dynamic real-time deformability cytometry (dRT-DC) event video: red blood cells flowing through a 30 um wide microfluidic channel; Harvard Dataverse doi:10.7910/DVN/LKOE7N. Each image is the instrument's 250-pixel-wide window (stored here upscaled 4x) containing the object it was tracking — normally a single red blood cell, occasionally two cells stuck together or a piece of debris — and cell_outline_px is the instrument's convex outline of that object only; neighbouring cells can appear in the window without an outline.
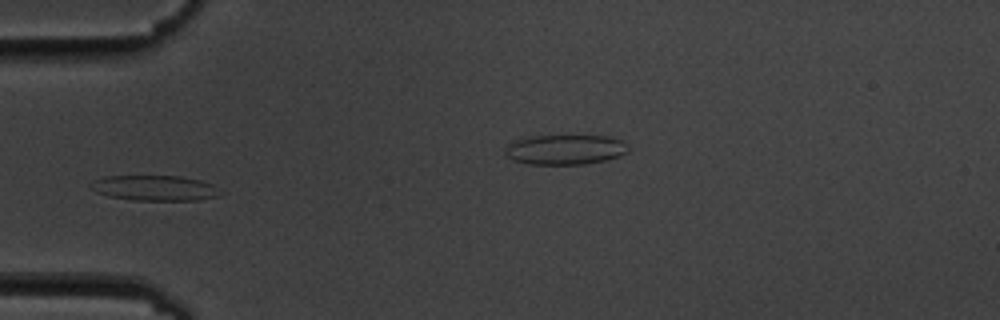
{"species": "common noctule bat (a hibernating species)", "species_latin": "Nyctalus noctula", "temperature_condition": "cold", "stored_images_in_passage": 15, "camera_frame_rate_fps": 3000, "um_per_image_px": 0.085, "animal": {"sex": "male", "body_mass_g": 19.5, "forearm_length_mm": 54.6}, "frame": {"image": 1, "passage_image": 4, "time_ms": 4.0, "image_size_px": [1000, 320], "cell_outline_px": [[224, 192], [216, 196], [200, 200], [132, 200], [108, 196], [96, 192], [88, 184], [96, 180], [108, 176], [180, 176], [200, 180], [212, 184]], "centroid_in_image_um": [13.18, 15.98], "position_along_channel_um": 71.8, "area_um2": 19.07}}
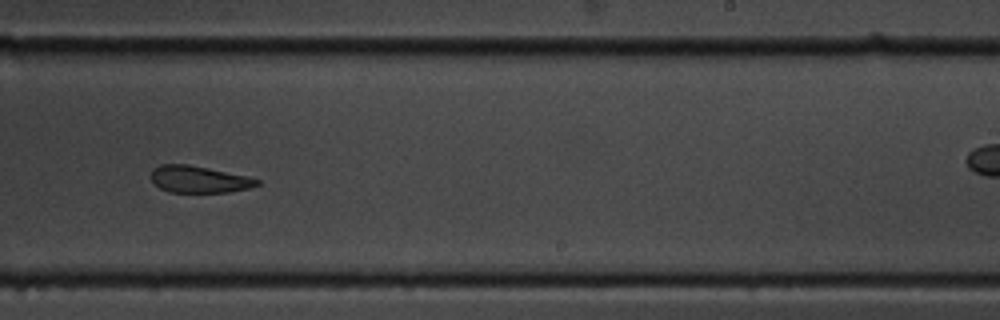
{"frame": {"image": 2, "passage_image": 9, "time_ms": 9.667, "image_size_px": [1000, 320], "cell_outline_px": [[260, 184], [248, 188], [228, 192], [168, 192], [152, 184], [152, 168], [160, 164], [188, 164], [208, 168], [244, 176], [260, 180]], "centroid_in_image_um": [16.85, 15.24], "position_along_channel_um": 272.2, "area_um2": 16.47}}
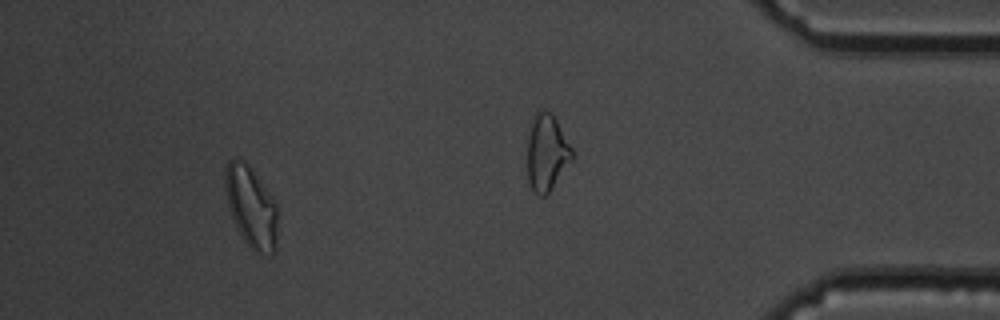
{"frame": {"image": 3, "passage_image": 13, "time_ms": 15.333, "image_size_px": [1000, 320], "cell_outline_px": [[276, 248], [272, 252], [260, 256], [244, 240], [236, 228], [228, 208], [224, 188], [224, 172], [228, 160], [236, 156], [244, 160], [248, 164], [268, 192], [276, 204]], "centroid_in_image_um": [21.29, 17.55], "position_along_channel_um": 413.9, "area_um2": 24.85}, "authors_computed_cell_mechanics": {"area_um2": 19.0162, "velocity_mm_per_s": 3.5415, "shape_relaxation_time_tau1_ms": 2.964, "shape_relaxation_time_tau2_ms": 2.8457, "deformation_change_tau1": 0.0956, "deformation_change_tau2": 0.0894}}